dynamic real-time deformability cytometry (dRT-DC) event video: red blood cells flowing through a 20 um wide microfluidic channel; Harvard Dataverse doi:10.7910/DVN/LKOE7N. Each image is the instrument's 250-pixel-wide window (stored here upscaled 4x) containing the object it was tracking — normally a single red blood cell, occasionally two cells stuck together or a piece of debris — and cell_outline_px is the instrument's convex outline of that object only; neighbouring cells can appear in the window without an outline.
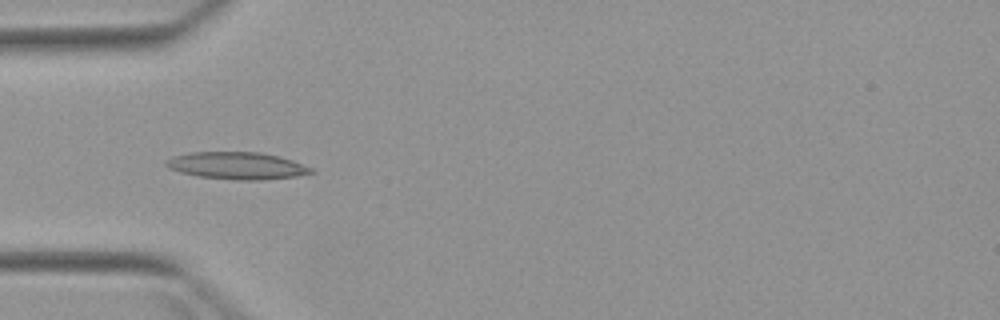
{"species": "Egyptian fruit bat (a non-hibernating species)", "species_latin": "Rousettus aegyptiacus", "temperature_condition": "warm", "stored_images_in_passage": 6, "camera_frame_rate_fps": 3000, "um_per_image_px": 0.085, "animal": {"sex": "female"}, "frame": {"image": 1, "passage_image": 4, "time_ms": 5.0, "image_size_px": [1000, 320], "cell_outline_px": [[316, 172], [296, 176], [260, 180], [236, 180], [196, 176], [180, 172], [168, 168], [164, 164], [164, 160], [172, 156], [192, 152], [260, 152], [280, 156], [292, 160], [312, 168]], "centroid_in_image_um": [20.11, 14.08], "position_along_channel_um": 64.9, "area_um2": 23.12}}
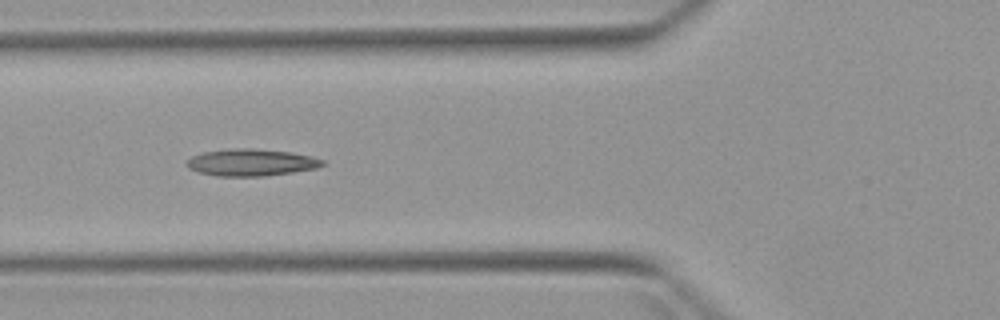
{"frame": {"image": 2, "passage_image": 5, "time_ms": 6.0, "image_size_px": [1000, 320], "cell_outline_px": [[324, 164], [316, 168], [292, 172], [264, 176], [216, 176], [200, 172], [188, 168], [184, 164], [192, 156], [204, 152], [232, 148], [252, 148], [288, 152], [312, 156], [324, 160]], "centroid_in_image_um": [21.33, 13.81], "position_along_channel_um": 104.5, "area_um2": 21.21}}
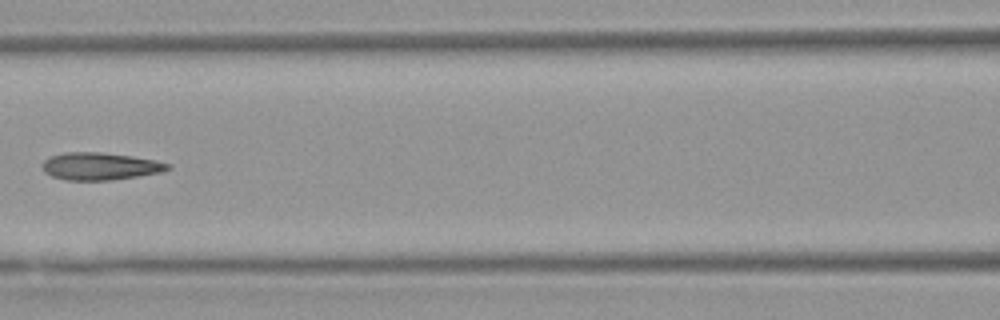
{"frame": {"image": 3, "passage_image": 6, "time_ms": 7.333, "image_size_px": [1000, 320], "cell_outline_px": [[172, 168], [160, 172], [112, 180], [64, 180], [52, 176], [44, 172], [40, 164], [44, 160], [52, 156], [64, 152], [100, 152], [132, 156], [156, 160], [172, 164]], "centroid_in_image_um": [8.49, 14.13], "position_along_channel_um": 158.1, "area_um2": 20.11}}